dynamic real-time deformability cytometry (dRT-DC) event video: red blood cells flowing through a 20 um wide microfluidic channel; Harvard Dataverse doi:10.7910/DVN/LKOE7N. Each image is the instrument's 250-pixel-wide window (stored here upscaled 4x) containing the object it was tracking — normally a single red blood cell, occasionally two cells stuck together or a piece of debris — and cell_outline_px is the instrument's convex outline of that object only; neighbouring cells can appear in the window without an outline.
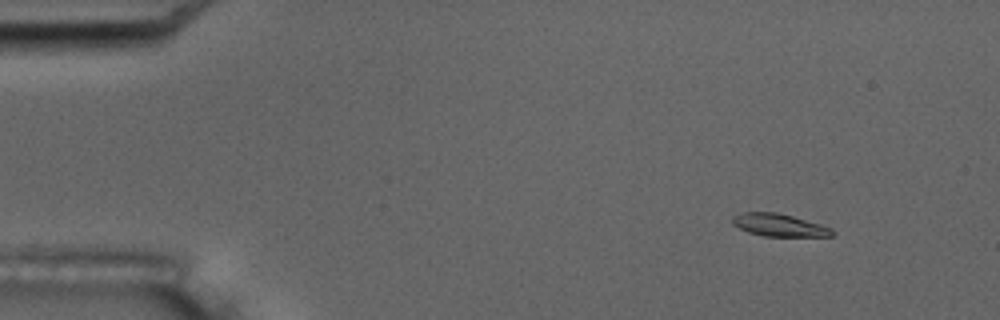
{"species": "common noctule bat (a hibernating species)", "species_latin": "Nyctalus noctula", "temperature_condition": "room temperature", "stored_images_in_passage": 5, "camera_frame_rate_fps": 3000, "um_per_image_px": 0.085, "animal": {"sex": "male", "body_mass_g": 17.5, "forearm_length_mm": 52.3}, "frame": {"image": 1, "passage_image": 1, "time_ms": 0.0, "image_size_px": [1000, 320], "cell_outline_px": [[836, 232], [832, 236], [764, 236], [748, 232], [732, 224], [732, 216], [740, 212], [776, 212], [792, 216], [820, 224], [832, 228]], "centroid_in_image_um": [66.22, 19.13], "position_along_channel_um": 18.8, "area_um2": 13.12}}